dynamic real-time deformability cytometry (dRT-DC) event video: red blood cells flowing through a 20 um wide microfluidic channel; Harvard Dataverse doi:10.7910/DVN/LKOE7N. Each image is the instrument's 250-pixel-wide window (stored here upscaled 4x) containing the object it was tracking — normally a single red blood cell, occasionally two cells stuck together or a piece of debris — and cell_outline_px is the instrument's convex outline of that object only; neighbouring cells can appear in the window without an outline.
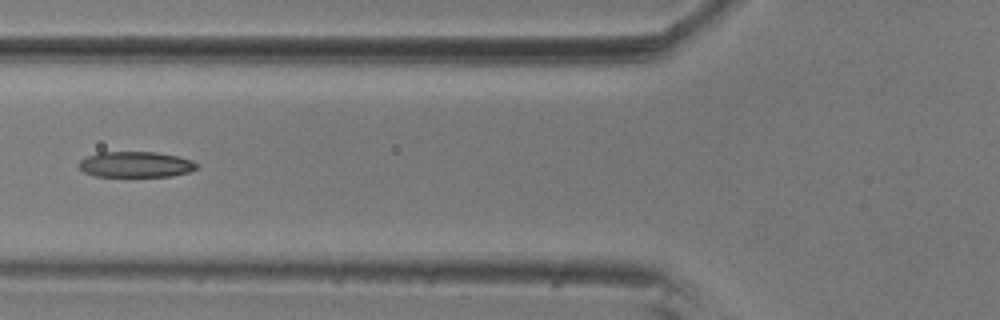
{"species": "common noctule bat (a hibernating species)", "species_latin": "Nyctalus noctula", "temperature_condition": "room temperature", "stored_images_in_passage": 6, "camera_frame_rate_fps": 3000, "um_per_image_px": 0.085, "animal": {"sex": "male", "body_mass_g": 20.5, "forearm_length_mm": 52.5}, "frame": {"image": 1, "passage_image": 6, "time_ms": 1.667, "image_size_px": [1000, 320], "cell_outline_px": [[196, 168], [188, 172], [172, 176], [96, 176], [84, 172], [76, 164], [80, 160], [88, 156], [100, 152], [156, 152], [176, 156], [192, 160], [196, 164]], "centroid_in_image_um": [11.49, 13.98], "position_along_channel_um": 114.3, "area_um2": 17.51}}